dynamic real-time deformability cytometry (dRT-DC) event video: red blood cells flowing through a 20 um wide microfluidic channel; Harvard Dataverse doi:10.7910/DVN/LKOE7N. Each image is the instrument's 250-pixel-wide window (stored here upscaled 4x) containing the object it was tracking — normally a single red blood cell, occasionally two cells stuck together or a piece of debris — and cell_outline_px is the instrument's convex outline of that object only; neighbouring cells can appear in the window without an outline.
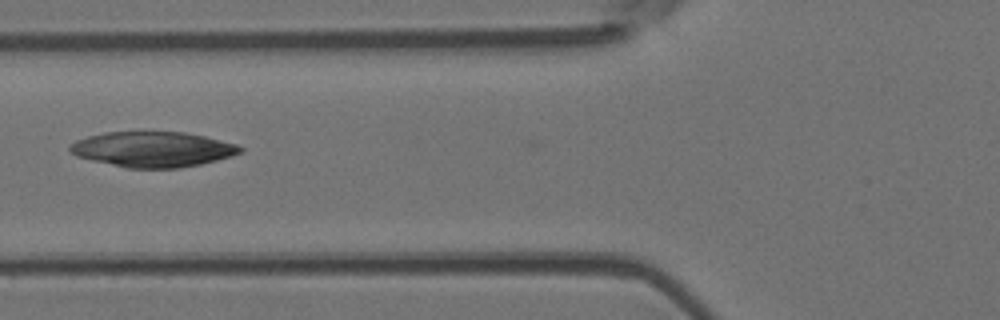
{"species": "Egyptian fruit bat (a non-hibernating species)", "species_latin": "Rousettus aegyptiacus", "temperature_condition": "room temperature", "stored_images_in_passage": 36, "camera_frame_rate_fps": 3000, "um_per_image_px": 0.085, "animal": {"sex": "female"}, "frame": {"image": 1, "passage_image": 3, "time_ms": 0.667, "image_size_px": [1000, 320], "cell_outline_px": [[244, 152], [232, 156], [200, 164], [180, 168], [128, 168], [92, 160], [76, 156], [68, 148], [76, 140], [88, 136], [104, 132], [184, 132], [204, 136], [236, 144], [244, 148]], "centroid_in_image_um": [13.01, 12.69], "position_along_channel_um": 112.8, "area_um2": 34.91}}
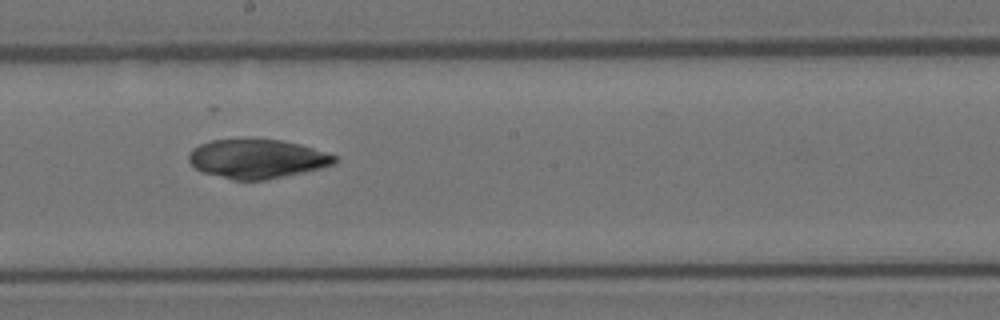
{"frame": {"image": 2, "passage_image": 12, "time_ms": 3.667, "image_size_px": [1000, 320], "cell_outline_px": [[340, 160], [336, 164], [320, 168], [264, 180], [232, 180], [204, 172], [196, 168], [188, 160], [188, 152], [192, 148], [200, 144], [212, 140], [280, 140], [300, 144], [336, 156]], "centroid_in_image_um": [21.85, 13.5], "position_along_channel_um": 226.4, "area_um2": 32.83}}
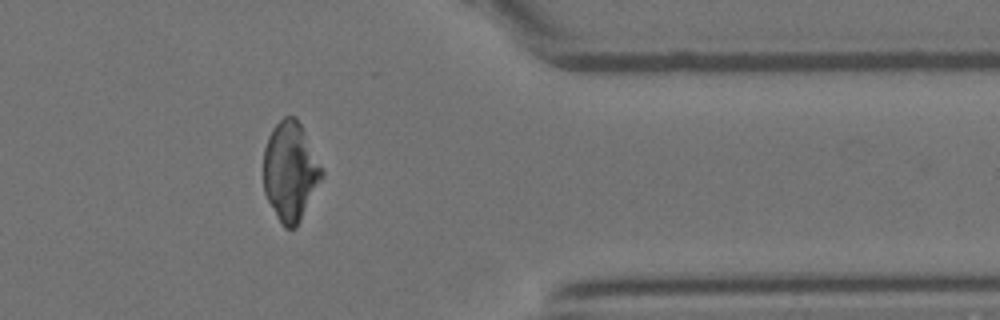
{"frame": {"image": 3, "passage_image": 26, "time_ms": 8.333, "image_size_px": [1000, 320], "cell_outline_px": [[324, 176], [296, 228], [284, 228], [276, 216], [264, 192], [264, 148], [268, 136], [272, 128], [284, 116], [296, 116], [324, 172]], "centroid_in_image_um": [24.67, 14.57], "position_along_channel_um": 386.7, "area_um2": 33.47}}